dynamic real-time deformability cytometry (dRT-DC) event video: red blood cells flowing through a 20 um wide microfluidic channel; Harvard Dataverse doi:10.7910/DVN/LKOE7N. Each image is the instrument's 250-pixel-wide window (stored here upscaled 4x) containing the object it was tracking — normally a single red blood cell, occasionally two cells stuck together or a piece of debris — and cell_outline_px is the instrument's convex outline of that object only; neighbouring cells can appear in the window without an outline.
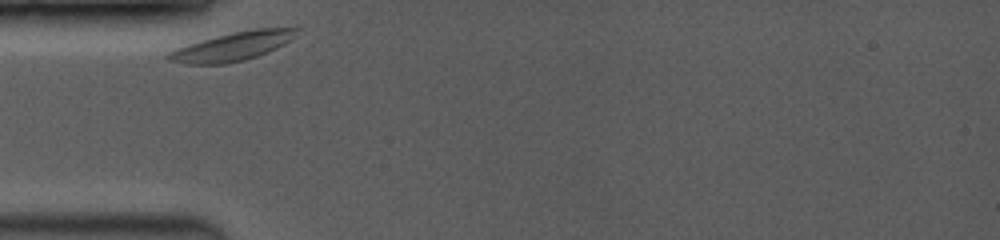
{"species": "common noctule bat (a hibernating species)", "species_latin": "Nyctalus noctula", "temperature_condition": "room temperature", "stored_images_in_passage": 24, "camera_frame_rate_fps": 3500, "um_per_image_px": 0.085, "animal": {"sex": "female", "body_mass_g": 19.0, "forearm_length_mm": 53.3}, "frame": {"image": 1, "passage_image": 1, "time_ms": 0.0, "image_size_px": [1000, 240], "cell_outline_px": [[300, 28], [296, 36], [284, 44], [268, 52], [244, 60], [224, 64], [188, 64], [168, 60], [164, 56], [168, 52], [176, 48], [188, 44], [216, 36], [232, 32], [256, 28]], "centroid_in_image_um": [19.76, 3.94], "position_along_channel_um": 65.2, "area_um2": 21.33}}
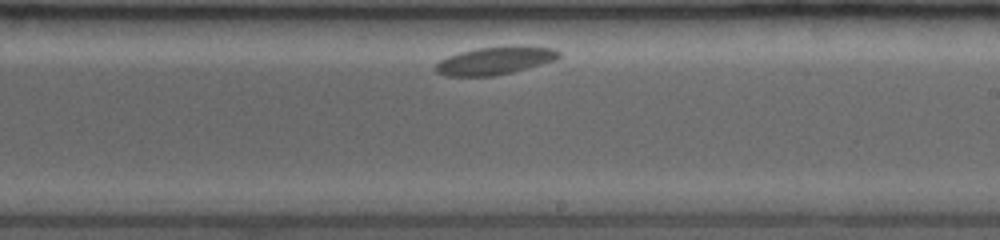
{"frame": {"image": 2, "passage_image": 14, "time_ms": 5.429, "image_size_px": [1000, 240], "cell_outline_px": [[560, 56], [556, 60], [512, 72], [496, 76], [444, 76], [436, 72], [432, 68], [440, 60], [448, 56], [460, 52], [476, 48], [508, 44], [516, 44], [556, 48], [560, 52]], "centroid_in_image_um": [42.09, 5.12], "position_along_channel_um": 246.9, "area_um2": 20.63}}
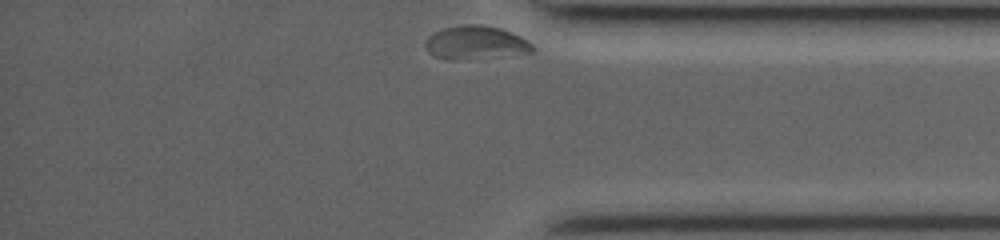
{"frame": {"image": 3, "passage_image": 24, "time_ms": 9.714, "image_size_px": [1000, 240], "cell_outline_px": [[536, 48], [532, 52], [456, 60], [436, 56], [428, 52], [424, 44], [428, 36], [444, 28], [460, 24], [480, 24], [500, 28], [512, 32], [528, 40]], "centroid_in_image_um": [40.44, 3.6], "position_along_channel_um": 394.8, "area_um2": 20.69}, "authors_computed_cell_mechanics": {"area_um2": 20.6057, "velocity_mm_per_s": 3.3857, "shape_relaxation_time_tau1_ms": 1.2811, "shape_relaxation_time_tau2_ms": null, "deformation_change_tau1": 0.0453, "deformation_change_tau2": null}}